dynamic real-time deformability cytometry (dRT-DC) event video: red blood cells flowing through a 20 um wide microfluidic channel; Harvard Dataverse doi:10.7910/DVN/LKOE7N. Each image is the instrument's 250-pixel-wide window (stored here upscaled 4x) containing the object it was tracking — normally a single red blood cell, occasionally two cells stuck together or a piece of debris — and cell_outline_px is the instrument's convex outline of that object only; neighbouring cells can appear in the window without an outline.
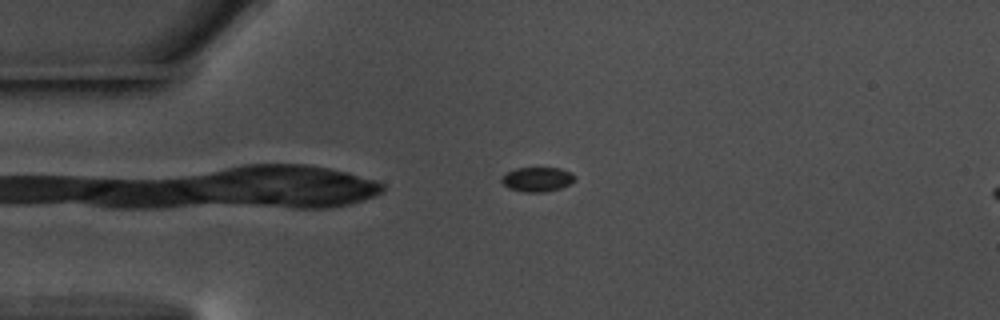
{"species": "common noctule bat (a hibernating species)", "species_latin": "Nyctalus noctula", "temperature_condition": "warm", "stored_images_in_passage": 48, "camera_frame_rate_fps": 3000, "um_per_image_px": 0.085, "animal": {"sex": "male", "body_mass_g": 17.5, "forearm_length_mm": 52.3}, "frame": {"image": 1, "passage_image": 5, "time_ms": 1.333, "image_size_px": [1000, 320], "cell_outline_px": [[576, 180], [560, 188], [544, 192], [524, 192], [508, 188], [500, 180], [500, 176], [516, 168], [560, 168], [572, 172], [576, 176]], "centroid_in_image_um": [45.67, 15.24], "position_along_channel_um": 39.3, "area_um2": 10.52}}
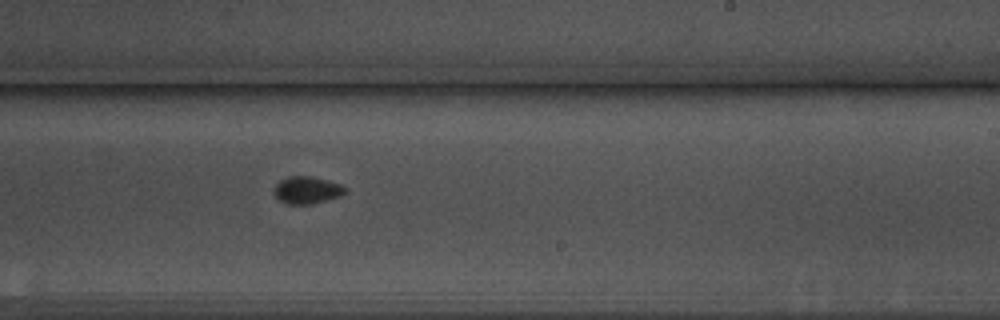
{"frame": {"image": 2, "passage_image": 26, "time_ms": 8.333, "image_size_px": [1000, 320], "cell_outline_px": [[344, 192], [340, 196], [312, 204], [284, 204], [276, 196], [276, 184], [280, 180], [288, 176], [308, 176], [340, 184], [344, 188]], "centroid_in_image_um": [26.06, 16.17], "position_along_channel_um": 262.9, "area_um2": 10.92}}
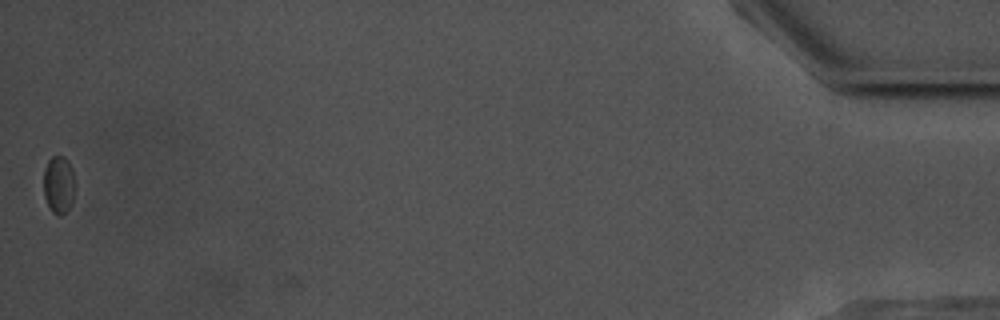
{"frame": {"image": 3, "passage_image": 48, "time_ms": 15.667, "image_size_px": [1000, 320], "cell_outline_px": [[76, 188], [72, 204], [60, 216], [52, 212], [44, 196], [44, 168], [48, 160], [52, 156], [64, 156], [68, 160], [72, 168], [76, 180]], "centroid_in_image_um": [5.03, 15.67], "position_along_channel_um": 430.2, "area_um2": 10.87}, "authors_computed_cell_mechanics": {"area_um2": 10.8664, "velocity_mm_per_s": 3.6113, "shape_relaxation_time_tau1_ms": 1.794, "shape_relaxation_time_tau2_ms": null, "deformation_change_tau1": 0.0492, "deformation_change_tau2": null}}